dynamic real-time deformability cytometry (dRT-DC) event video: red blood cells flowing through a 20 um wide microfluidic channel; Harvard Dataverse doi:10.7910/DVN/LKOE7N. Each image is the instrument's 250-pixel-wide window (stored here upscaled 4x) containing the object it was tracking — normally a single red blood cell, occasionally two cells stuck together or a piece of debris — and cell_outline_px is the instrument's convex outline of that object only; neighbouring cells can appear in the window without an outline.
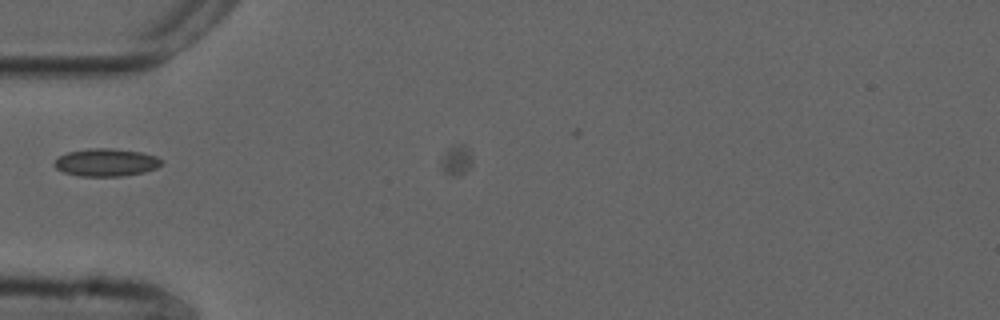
{"species": "common noctule bat (a hibernating species)", "species_latin": "Nyctalus noctula", "temperature_condition": "cold", "stored_images_in_passage": 19, "camera_frame_rate_fps": 3000, "um_per_image_px": 0.085, "animal": {"sex": "male", "forearm_length_mm": 52.5}, "frame": {"image": 1, "passage_image": 17, "time_ms": 5.333, "image_size_px": [1000, 320], "cell_outline_px": [[164, 160], [156, 168], [144, 172], [120, 176], [80, 176], [64, 172], [56, 168], [52, 164], [60, 156], [68, 152], [88, 148], [112, 148], [140, 152], [156, 156]], "centroid_in_image_um": [9.02, 13.8], "position_along_channel_um": 76.0, "area_um2": 17.22}}